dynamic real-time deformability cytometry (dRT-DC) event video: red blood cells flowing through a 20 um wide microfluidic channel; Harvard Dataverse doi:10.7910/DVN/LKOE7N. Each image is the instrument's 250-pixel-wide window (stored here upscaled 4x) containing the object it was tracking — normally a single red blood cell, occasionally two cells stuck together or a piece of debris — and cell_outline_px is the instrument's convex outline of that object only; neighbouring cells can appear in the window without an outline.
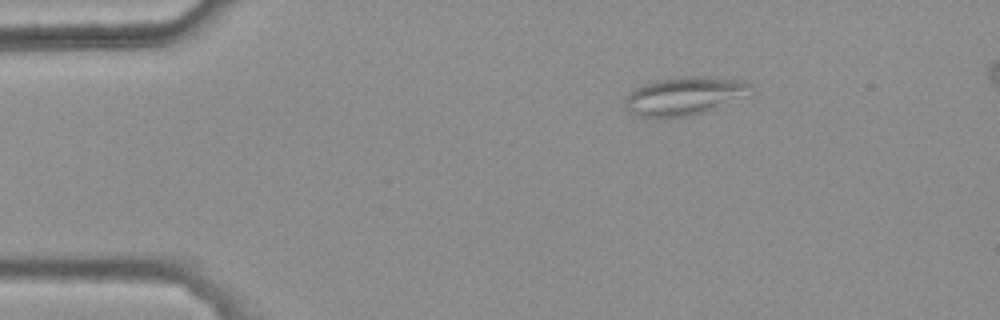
{"species": "common noctule bat (a hibernating species)", "species_latin": "Nyctalus noctula", "temperature_condition": "warm", "stored_images_in_passage": 40, "camera_frame_rate_fps": 3000, "um_per_image_px": 0.085, "animal": {"sex": "female", "body_mass_g": 25.1}, "frame": {"image": 1, "passage_image": 1, "time_ms": 0.0, "image_size_px": [1000, 320], "cell_outline_px": [[752, 88], [716, 108], [708, 112], [692, 116], [664, 120], [636, 116], [628, 112], [624, 104], [624, 100], [636, 88], [652, 80], [676, 76], [704, 76], [740, 80], [748, 84]], "centroid_in_image_um": [58.01, 8.2], "position_along_channel_um": 27.0, "area_um2": 28.21}}
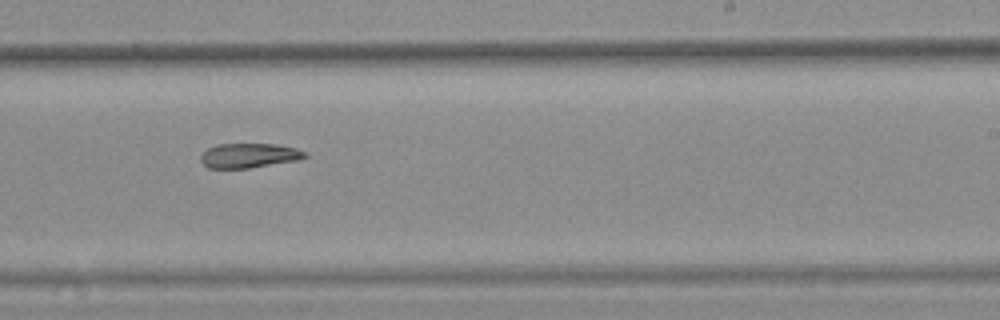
{"frame": {"image": 2, "passage_image": 25, "time_ms": 8.0, "image_size_px": [1000, 320], "cell_outline_px": [[308, 156], [300, 160], [248, 168], [208, 168], [200, 160], [200, 156], [208, 148], [216, 144], [276, 144], [296, 148], [308, 152]], "centroid_in_image_um": [21.21, 13.22], "position_along_channel_um": 267.8, "area_um2": 15.03}}
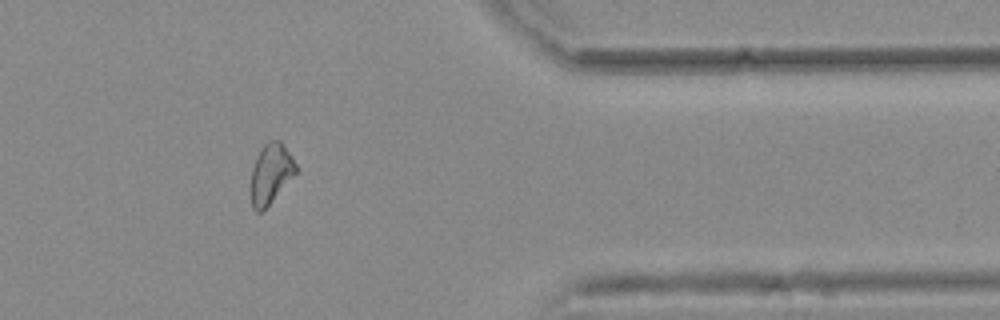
{"frame": {"image": 3, "passage_image": 36, "time_ms": 11.667, "image_size_px": [1000, 320], "cell_outline_px": [[296, 172], [268, 204], [260, 212], [256, 212], [252, 208], [252, 168], [256, 156], [260, 148], [268, 140], [280, 140], [292, 156], [296, 164]], "centroid_in_image_um": [23.01, 14.69], "position_along_channel_um": 388.4, "area_um2": 15.26}}